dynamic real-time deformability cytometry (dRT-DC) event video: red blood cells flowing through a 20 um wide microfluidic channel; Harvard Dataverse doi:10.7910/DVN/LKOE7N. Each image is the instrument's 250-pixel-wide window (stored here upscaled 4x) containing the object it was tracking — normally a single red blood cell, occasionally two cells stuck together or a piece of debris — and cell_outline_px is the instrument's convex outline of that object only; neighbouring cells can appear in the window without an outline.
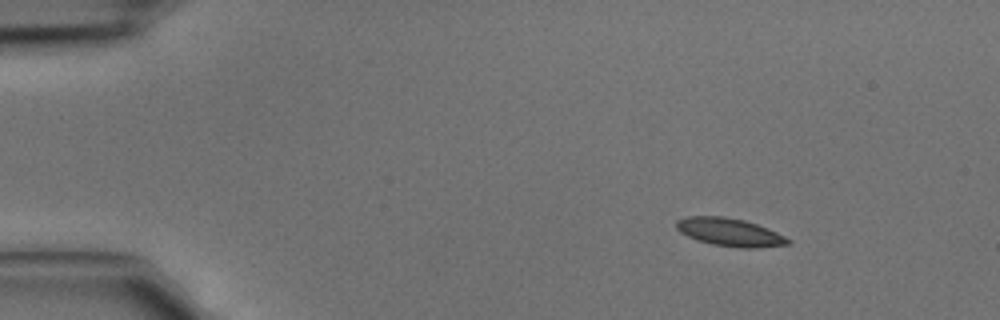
{"species": "common noctule bat (a hibernating species)", "species_latin": "Nyctalus noctula", "temperature_condition": "cold", "stored_images_in_passage": 3, "camera_frame_rate_fps": 3000, "um_per_image_px": 0.085, "animal": {"sex": "male", "body_mass_g": 15.6}, "frame": {"image": 1, "passage_image": 1, "time_ms": 0.0, "image_size_px": [1000, 320], "cell_outline_px": [[792, 244], [756, 248], [740, 248], [712, 244], [696, 240], [680, 232], [676, 228], [676, 220], [688, 216], [724, 216], [744, 220], [768, 228], [792, 240]], "centroid_in_image_um": [62.04, 19.74], "position_along_channel_um": 23.0, "area_um2": 18.32}}
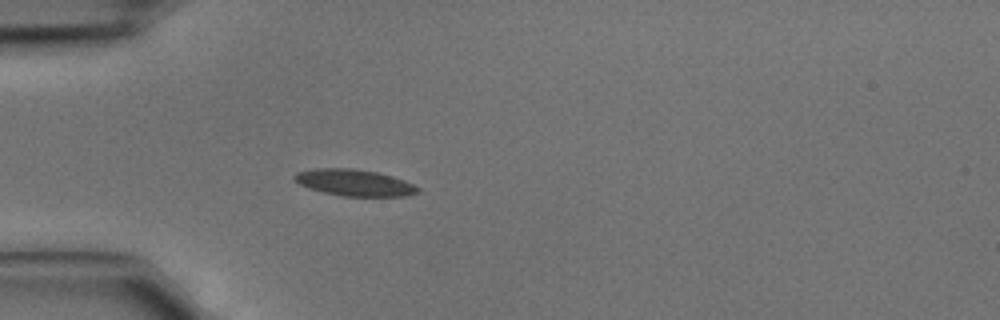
{"frame": {"image": 2, "passage_image": 3, "time_ms": 0.667, "image_size_px": [1000, 320], "cell_outline_px": [[420, 192], [404, 196], [344, 196], [324, 192], [308, 188], [292, 180], [292, 176], [296, 172], [316, 168], [352, 168], [376, 172], [392, 176], [404, 180], [420, 188]], "centroid_in_image_um": [30.09, 15.52], "position_along_channel_um": 54.9, "area_um2": 19.07}}